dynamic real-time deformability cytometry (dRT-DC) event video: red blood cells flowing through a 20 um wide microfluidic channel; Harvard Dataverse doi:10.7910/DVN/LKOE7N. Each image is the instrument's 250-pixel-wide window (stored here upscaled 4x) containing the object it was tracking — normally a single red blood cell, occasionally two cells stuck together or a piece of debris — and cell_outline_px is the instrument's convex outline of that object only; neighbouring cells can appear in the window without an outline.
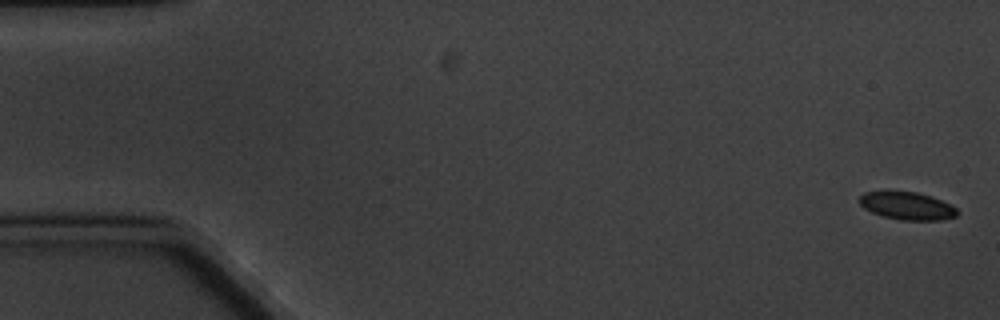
{"species": "common noctule bat (a hibernating species)", "species_latin": "Nyctalus noctula", "temperature_condition": "cold", "stored_images_in_passage": 7, "camera_frame_rate_fps": 3000, "um_per_image_px": 0.085, "animal": {"sex": "male", "body_mass_g": 20.1, "forearm_length_mm": 53.5}, "frame": {"image": 1, "passage_image": 1, "time_ms": 0.0, "image_size_px": [1000, 320], "cell_outline_px": [[960, 212], [956, 216], [940, 220], [900, 220], [884, 216], [872, 212], [864, 208], [860, 204], [860, 196], [864, 192], [916, 192], [940, 200], [956, 208]], "centroid_in_image_um": [77.11, 17.51], "position_along_channel_um": 7.9, "area_um2": 15.43}}
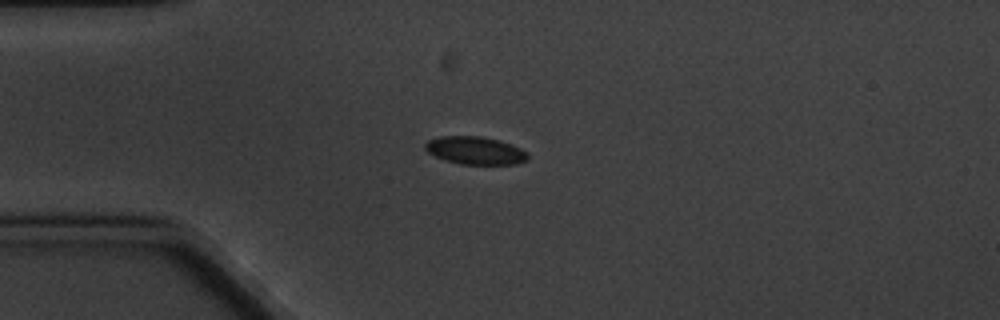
{"frame": {"image": 2, "passage_image": 5, "time_ms": 4.667, "image_size_px": [1000, 320], "cell_outline_px": [[528, 160], [516, 164], [460, 164], [444, 160], [428, 152], [424, 148], [424, 144], [428, 140], [440, 136], [480, 136], [500, 140], [520, 148], [528, 152]], "centroid_in_image_um": [40.4, 12.79], "position_along_channel_um": 44.6, "area_um2": 16.7}}